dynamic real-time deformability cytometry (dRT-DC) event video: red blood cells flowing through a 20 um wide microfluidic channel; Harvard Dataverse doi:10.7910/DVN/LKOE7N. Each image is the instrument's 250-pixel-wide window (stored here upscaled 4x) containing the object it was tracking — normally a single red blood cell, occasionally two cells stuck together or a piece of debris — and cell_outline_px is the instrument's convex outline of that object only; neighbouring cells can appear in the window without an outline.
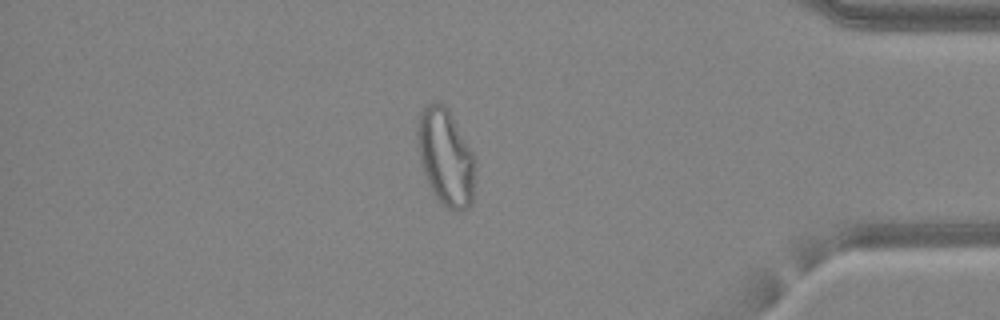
{"species": "common noctule bat (a hibernating species)", "species_latin": "Nyctalus noctula", "temperature_condition": "warm", "stored_images_in_passage": 48, "camera_frame_rate_fps": 3000, "um_per_image_px": 0.085, "animal": {"sex": "female", "body_mass_g": 24.6, "forearm_length_mm": 56.2}, "frame": {"image": 1, "passage_image": 41, "time_ms": 13.333, "image_size_px": [1000, 320], "cell_outline_px": [[476, 168], [472, 204], [468, 208], [460, 212], [456, 212], [440, 204], [432, 192], [424, 172], [420, 160], [416, 140], [416, 128], [420, 112], [432, 100], [444, 104], [448, 108], [472, 152], [476, 160]], "centroid_in_image_um": [37.89, 13.38], "position_along_channel_um": 397.3, "area_um2": 33.12}}